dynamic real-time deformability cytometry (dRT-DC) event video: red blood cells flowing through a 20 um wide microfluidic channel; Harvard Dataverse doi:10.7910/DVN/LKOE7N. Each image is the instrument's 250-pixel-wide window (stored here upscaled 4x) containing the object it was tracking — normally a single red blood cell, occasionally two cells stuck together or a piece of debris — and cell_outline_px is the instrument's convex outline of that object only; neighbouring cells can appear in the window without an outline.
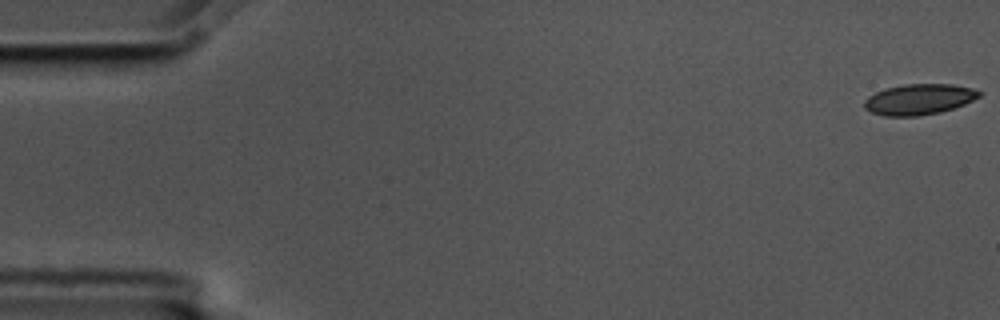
{"species": "common noctule bat (a hibernating species)", "species_latin": "Nyctalus noctula", "temperature_condition": "cold", "stored_images_in_passage": 57, "camera_frame_rate_fps": 3000, "um_per_image_px": 0.085, "animal": {"sex": "male", "body_mass_g": 17.5, "forearm_length_mm": 52.3}, "frame": {"image": 1, "passage_image": 1, "time_ms": 0.0, "image_size_px": [1000, 320], "cell_outline_px": [[980, 96], [964, 104], [940, 112], [916, 116], [884, 116], [872, 112], [864, 108], [864, 100], [868, 96], [884, 88], [904, 84], [952, 84], [972, 88], [980, 92]], "centroid_in_image_um": [78.08, 8.44], "position_along_channel_um": 6.9, "area_um2": 20.46}}
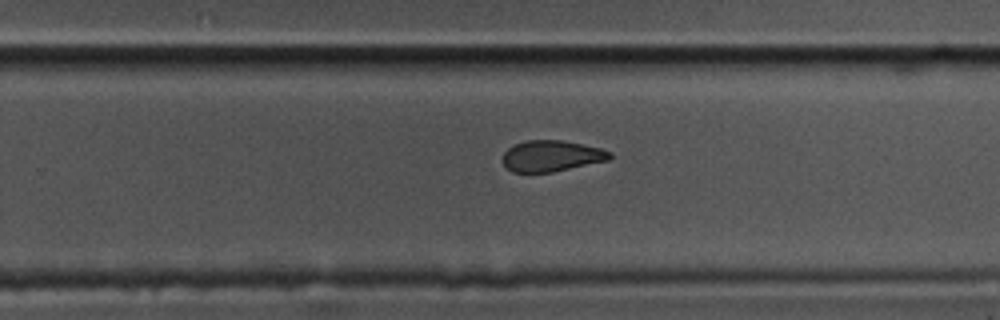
{"frame": {"image": 2, "passage_image": 36, "time_ms": 11.667, "image_size_px": [1000, 320], "cell_outline_px": [[612, 156], [608, 160], [552, 172], [512, 172], [504, 164], [504, 152], [508, 148], [524, 140], [560, 140], [600, 148], [612, 152]], "centroid_in_image_um": [46.88, 13.25], "position_along_channel_um": 282.9, "area_um2": 19.13}}
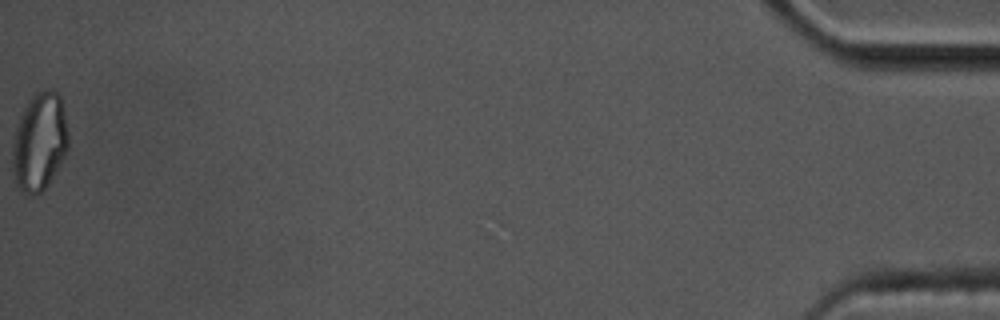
{"frame": {"image": 3, "passage_image": 57, "time_ms": 18.667, "image_size_px": [1000, 320], "cell_outline_px": [[68, 148], [60, 164], [48, 184], [40, 192], [32, 196], [24, 192], [16, 184], [12, 172], [12, 144], [16, 128], [20, 116], [28, 100], [36, 92], [44, 88], [48, 88], [56, 92], [60, 96], [64, 112], [68, 132]], "centroid_in_image_um": [3.34, 12.04], "position_along_channel_um": 431.9, "area_um2": 31.96}, "authors_computed_cell_mechanics": {"area_um2": 21.2126, "velocity_mm_per_s": 3.567, "shape_relaxation_time_tau1_ms": 6.426, "shape_relaxation_time_tau2_ms": 1.9663, "deformation_change_tau1": 0.124, "deformation_change_tau2": 0.0621}}